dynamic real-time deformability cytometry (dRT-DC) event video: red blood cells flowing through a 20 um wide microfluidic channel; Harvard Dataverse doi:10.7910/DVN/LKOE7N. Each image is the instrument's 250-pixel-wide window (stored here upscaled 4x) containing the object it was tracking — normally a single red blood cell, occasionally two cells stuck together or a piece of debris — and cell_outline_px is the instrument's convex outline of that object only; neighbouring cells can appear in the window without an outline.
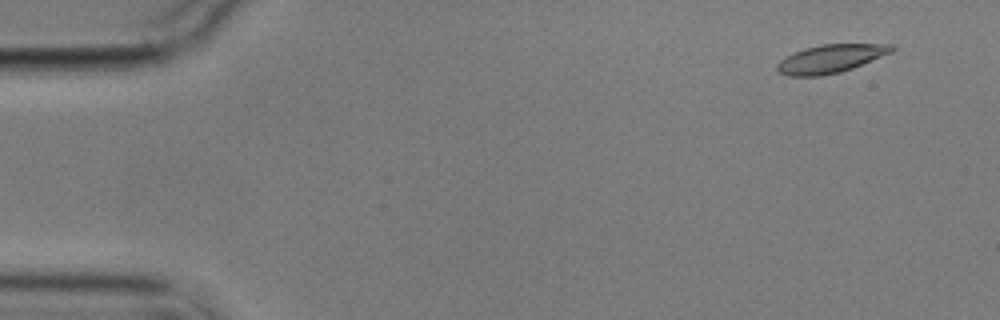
{"species": "common noctule bat (a hibernating species)", "species_latin": "Nyctalus noctula", "temperature_condition": "cold", "stored_images_in_passage": 5, "segment_of_instrument_passage": [1, 2], "camera_frame_rate_fps": 3000, "um_per_image_px": 0.085, "animal": {"sex": "male", "body_mass_g": 17.9}, "frame": {"image": 1, "passage_image": 1, "time_ms": 0.0, "image_size_px": [1000, 320], "cell_outline_px": [[896, 48], [892, 52], [852, 68], [840, 72], [820, 76], [788, 76], [776, 72], [776, 64], [780, 60], [804, 48], [820, 44], [892, 44]], "centroid_in_image_um": [70.58, 4.99], "position_along_channel_um": 14.4, "area_um2": 18.84}}